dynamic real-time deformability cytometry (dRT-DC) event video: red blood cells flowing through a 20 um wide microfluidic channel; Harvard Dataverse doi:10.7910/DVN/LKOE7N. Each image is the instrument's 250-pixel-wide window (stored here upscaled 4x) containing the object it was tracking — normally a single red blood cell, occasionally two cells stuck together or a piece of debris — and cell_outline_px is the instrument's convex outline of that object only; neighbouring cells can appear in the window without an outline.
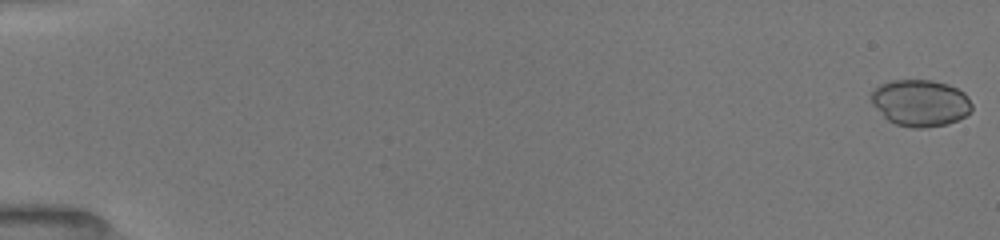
{"species": "common noctule bat (a hibernating species)", "species_latin": "Nyctalus noctula", "temperature_condition": "room temperature", "stored_images_in_passage": 36, "camera_frame_rate_fps": 3000, "um_per_image_px": 0.085, "animal": {"sex": "female", "body_mass_g": 19.5, "forearm_length_mm": 54.1}, "frame": {"image": 1, "passage_image": 1, "time_ms": 0.0, "image_size_px": [1000, 240], "cell_outline_px": [[972, 108], [964, 116], [948, 124], [924, 128], [912, 128], [896, 124], [888, 120], [872, 104], [868, 96], [880, 84], [892, 80], [932, 80], [948, 84], [964, 92], [968, 96], [972, 104]], "centroid_in_image_um": [78.21, 8.74], "position_along_channel_um": 6.8, "area_um2": 27.46}}
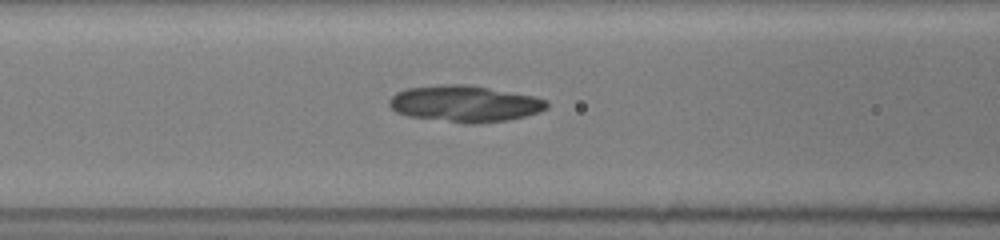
{"frame": {"image": 2, "passage_image": 22, "time_ms": 7.333, "image_size_px": [1000, 240], "cell_outline_px": [[548, 108], [540, 112], [508, 120], [476, 124], [468, 124], [408, 116], [396, 112], [388, 104], [388, 100], [396, 92], [408, 88], [440, 84], [468, 84], [536, 96], [548, 100]], "centroid_in_image_um": [39.53, 8.81], "position_along_channel_um": 127.1, "area_um2": 33.76}}
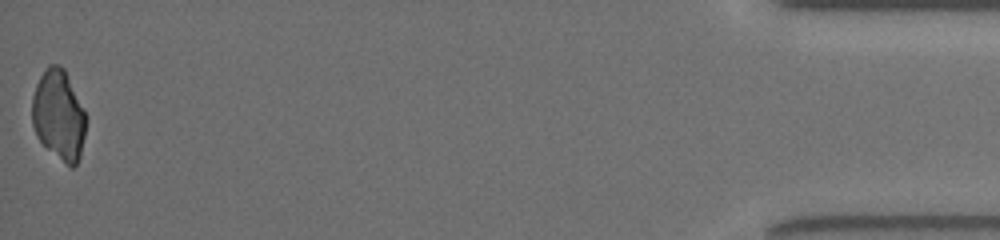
{"frame": {"image": 3, "passage_image": 36, "time_ms": 17.0, "image_size_px": [1000, 240], "cell_outline_px": [[88, 120], [80, 156], [76, 164], [72, 168], [48, 148], [36, 136], [32, 124], [32, 96], [36, 84], [40, 76], [48, 64], [60, 64], [64, 68], [88, 116]], "centroid_in_image_um": [5.01, 9.74], "position_along_channel_um": 430.2, "area_um2": 28.5}, "authors_computed_cell_mechanics": {"area_um2": 29.2757, "velocity_mm_per_s": 4.0358, "shape_relaxation_time_tau1_ms": null, "shape_relaxation_time_tau2_ms": 6.4241, "deformation_change_tau1": null, "deformation_change_tau2": 0.093}}